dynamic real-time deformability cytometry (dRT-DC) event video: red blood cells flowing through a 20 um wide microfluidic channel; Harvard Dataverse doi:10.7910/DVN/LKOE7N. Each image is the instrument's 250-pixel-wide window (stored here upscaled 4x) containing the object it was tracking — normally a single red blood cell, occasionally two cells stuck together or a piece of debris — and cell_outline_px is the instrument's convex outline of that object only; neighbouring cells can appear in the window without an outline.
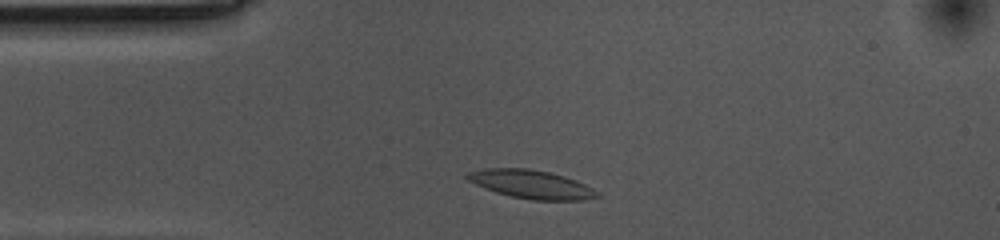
{"species": "common noctule bat (a hibernating species)", "species_latin": "Nyctalus noctula", "temperature_condition": "cold", "stored_images_in_passage": 35, "camera_frame_rate_fps": 3000, "um_per_image_px": 0.085, "animal": {"sex": "female", "body_mass_g": 10.0, "forearm_length_mm": 53.1}, "frame": {"image": 1, "passage_image": 4, "time_ms": 1.0, "image_size_px": [1000, 240], "cell_outline_px": [[600, 196], [584, 200], [532, 200], [512, 196], [496, 192], [484, 188], [468, 180], [464, 176], [468, 172], [484, 168], [528, 168], [548, 172], [564, 176], [576, 180], [600, 192]], "centroid_in_image_um": [45.16, 15.66], "position_along_channel_um": 39.8, "area_um2": 21.5}}
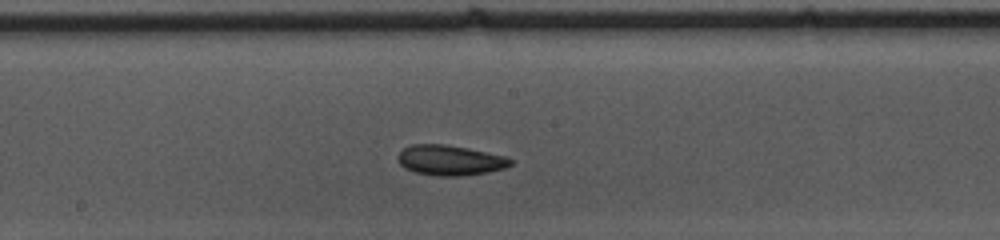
{"frame": {"image": 2, "passage_image": 20, "time_ms": 6.333, "image_size_px": [1000, 240], "cell_outline_px": [[512, 164], [504, 168], [488, 172], [460, 176], [436, 176], [416, 172], [404, 168], [396, 160], [396, 156], [404, 148], [412, 144], [444, 144], [468, 148], [508, 156], [512, 160]], "centroid_in_image_um": [38.24, 13.62], "position_along_channel_um": 210.0, "area_um2": 20.0}}
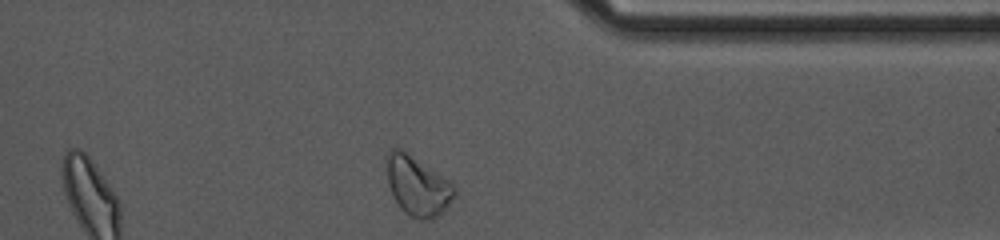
{"frame": {"image": 3, "passage_image": 35, "time_ms": 11.333, "image_size_px": [1000, 240], "cell_outline_px": [[456, 196], [444, 212], [436, 216], [424, 220], [420, 220], [404, 212], [396, 200], [388, 184], [384, 156], [392, 148], [404, 148], [452, 180], [456, 184]], "centroid_in_image_um": [35.53, 15.72], "position_along_channel_um": 375.9, "area_um2": 24.45}, "authors_computed_cell_mechanics": {"area_um2": 19.5364, "velocity_mm_per_s": 3.5201, "shape_relaxation_time_tau1_ms": 10.7321, "shape_relaxation_time_tau2_ms": 6.5034, "deformation_change_tau1": 0.1595, "deformation_change_tau2": 0.1319}}